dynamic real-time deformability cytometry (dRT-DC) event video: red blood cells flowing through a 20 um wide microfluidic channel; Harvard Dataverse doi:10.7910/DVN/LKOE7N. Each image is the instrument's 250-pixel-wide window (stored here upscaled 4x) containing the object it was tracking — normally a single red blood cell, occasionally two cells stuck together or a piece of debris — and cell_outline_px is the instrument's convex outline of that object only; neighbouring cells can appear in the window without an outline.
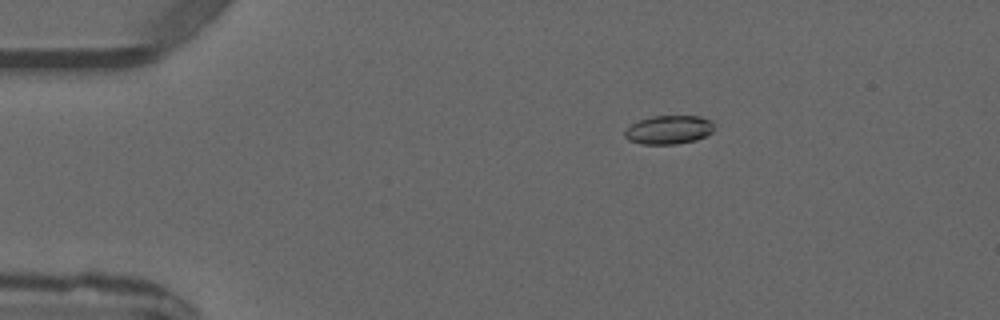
{"species": "common noctule bat (a hibernating species)", "species_latin": "Nyctalus noctula", "temperature_condition": "warm", "stored_images_in_passage": 4, "camera_frame_rate_fps": 3000, "um_per_image_px": 0.085, "animal": {"sex": "male", "forearm_length_mm": 52.5}, "frame": {"image": 1, "passage_image": 3, "time_ms": 2.333, "image_size_px": [1000, 320], "cell_outline_px": [[712, 132], [696, 140], [676, 144], [640, 144], [628, 140], [624, 136], [624, 132], [632, 124], [640, 120], [652, 116], [700, 116], [708, 120], [712, 124]], "centroid_in_image_um": [56.81, 11.04], "position_along_channel_um": 28.2, "area_um2": 14.74}}